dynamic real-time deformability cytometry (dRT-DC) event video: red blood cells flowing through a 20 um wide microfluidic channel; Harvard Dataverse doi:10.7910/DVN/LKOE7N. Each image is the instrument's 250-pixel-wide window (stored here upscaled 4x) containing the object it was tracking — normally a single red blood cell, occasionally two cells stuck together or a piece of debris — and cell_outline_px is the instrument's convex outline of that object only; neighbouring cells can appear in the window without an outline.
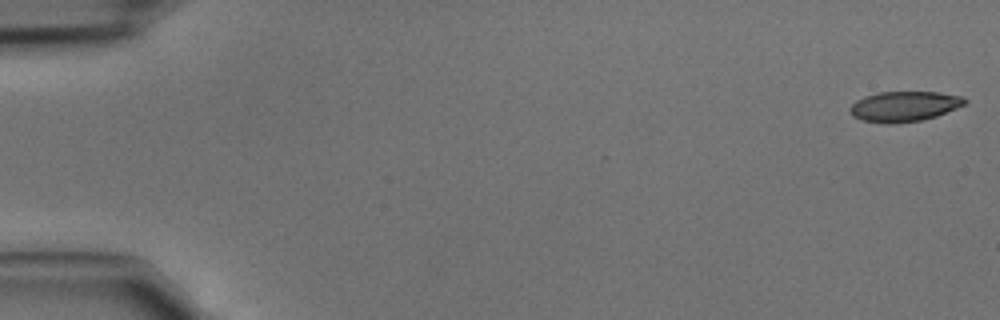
{"species": "common noctule bat (a hibernating species)", "species_latin": "Nyctalus noctula", "temperature_condition": "cold", "stored_images_in_passage": 46, "camera_frame_rate_fps": 3000, "um_per_image_px": 0.085, "animal": {"sex": "male", "body_mass_g": 15.6}, "frame": {"image": 1, "passage_image": 1, "time_ms": 0.0, "image_size_px": [1000, 320], "cell_outline_px": [[968, 100], [964, 104], [956, 108], [936, 116], [920, 120], [892, 124], [864, 120], [852, 116], [848, 108], [856, 100], [864, 96], [880, 92], [940, 92], [964, 96]], "centroid_in_image_um": [76.86, 9.03], "position_along_channel_um": 8.1, "area_um2": 20.17}}
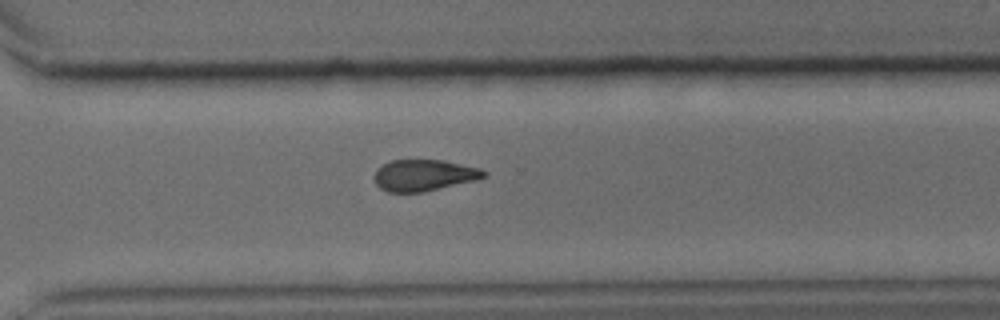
{"frame": {"image": 2, "passage_image": 33, "time_ms": 10.667, "image_size_px": [1000, 320], "cell_outline_px": [[488, 176], [476, 180], [424, 192], [388, 192], [380, 188], [376, 184], [372, 176], [376, 168], [392, 160], [444, 160], [480, 168], [488, 172]], "centroid_in_image_um": [36.03, 14.9], "position_along_channel_um": 334.6, "area_um2": 20.29}}
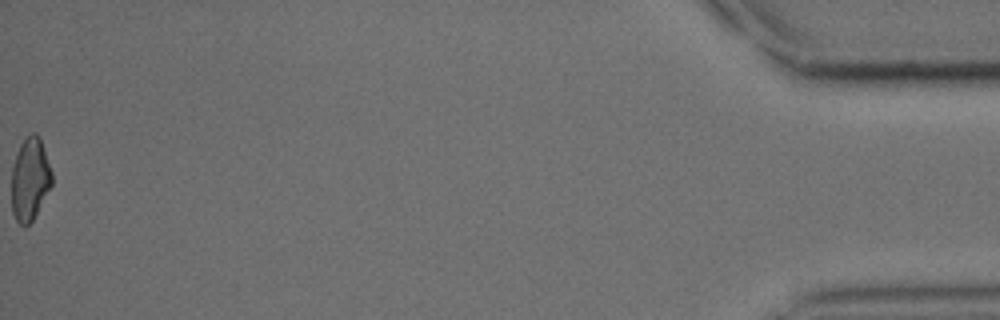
{"frame": {"image": 3, "passage_image": 46, "time_ms": 15.0, "image_size_px": [1000, 320], "cell_outline_px": [[52, 184], [32, 220], [24, 228], [16, 220], [12, 212], [12, 168], [20, 144], [24, 136], [32, 132], [36, 132], [40, 136], [52, 172]], "centroid_in_image_um": [2.54, 15.18], "position_along_channel_um": 432.7, "area_um2": 19.48}}